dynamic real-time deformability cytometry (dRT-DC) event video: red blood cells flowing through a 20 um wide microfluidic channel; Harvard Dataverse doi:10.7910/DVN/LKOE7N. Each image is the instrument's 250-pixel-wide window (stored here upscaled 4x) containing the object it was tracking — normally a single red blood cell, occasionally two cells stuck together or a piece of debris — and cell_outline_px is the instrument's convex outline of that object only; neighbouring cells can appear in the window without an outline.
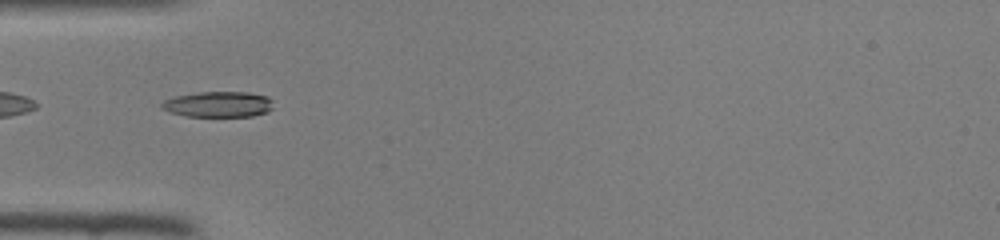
{"species": "common noctule bat (a hibernating species)", "species_latin": "Nyctalus noctula", "temperature_condition": "room temperature", "stored_images_in_passage": 33, "camera_frame_rate_fps": 3000, "um_per_image_px": 0.085, "animal": {"sex": "female", "body_mass_g": 22.0, "forearm_length_mm": 56.7}, "frame": {"image": 1, "passage_image": 1, "time_ms": 0.0, "image_size_px": [1000, 240], "cell_outline_px": [[272, 108], [268, 112], [252, 116], [184, 116], [168, 112], [160, 108], [160, 104], [164, 100], [176, 96], [200, 92], [248, 92], [268, 96], [272, 100]], "centroid_in_image_um": [18.54, 8.87], "position_along_channel_um": 66.5, "area_um2": 16.82}}
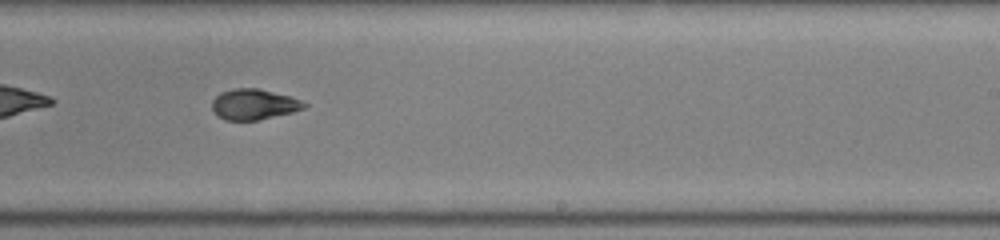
{"frame": {"image": 2, "passage_image": 15, "time_ms": 4.667, "image_size_px": [1000, 240], "cell_outline_px": [[308, 104], [304, 108], [292, 112], [256, 120], [224, 120], [216, 116], [212, 108], [212, 100], [220, 92], [232, 88], [260, 88], [292, 96]], "centroid_in_image_um": [21.55, 8.85], "position_along_channel_um": 267.4, "area_um2": 16.59}}
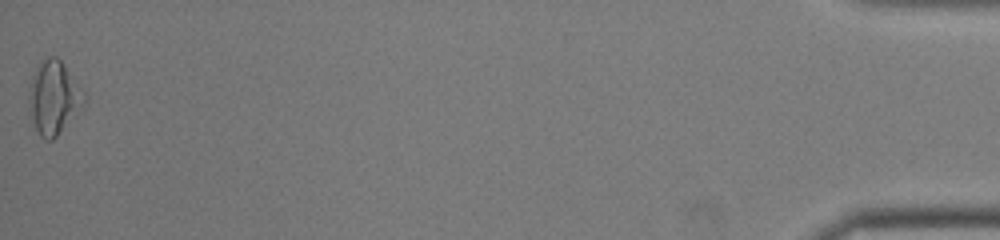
{"frame": {"image": 3, "passage_image": 33, "time_ms": 10.667, "image_size_px": [1000, 240], "cell_outline_px": [[84, 100], [56, 136], [52, 140], [44, 140], [40, 136], [32, 120], [28, 100], [32, 76], [40, 60], [48, 56], [56, 56], [60, 60], [84, 92]], "centroid_in_image_um": [4.51, 8.25], "position_along_channel_um": 430.7, "area_um2": 22.6}}